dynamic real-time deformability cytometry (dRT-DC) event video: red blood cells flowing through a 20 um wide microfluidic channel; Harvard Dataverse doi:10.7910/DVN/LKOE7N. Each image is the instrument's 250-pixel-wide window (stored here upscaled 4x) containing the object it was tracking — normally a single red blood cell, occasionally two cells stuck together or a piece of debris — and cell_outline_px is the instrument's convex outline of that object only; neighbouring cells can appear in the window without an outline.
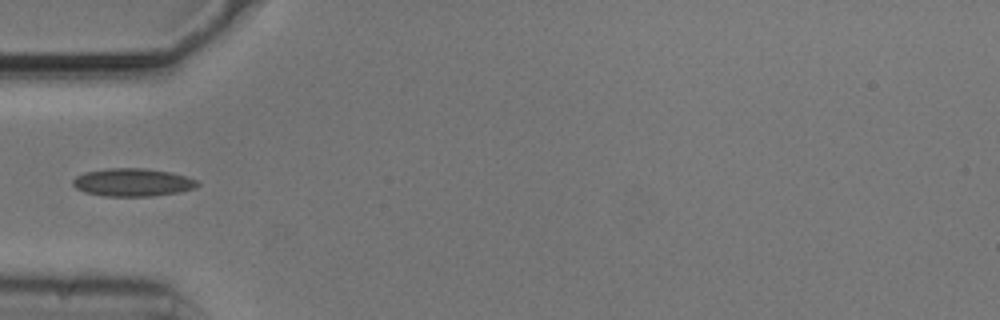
{"species": "common noctule bat (a hibernating species)", "species_latin": "Nyctalus noctula", "temperature_condition": "cold", "stored_images_in_passage": 4, "camera_frame_rate_fps": 3000, "um_per_image_px": 0.085, "animal": {"sex": "male", "body_mass_g": 20.5, "forearm_length_mm": 52.5}, "frame": {"image": 1, "passage_image": 1, "time_ms": 0.0, "image_size_px": [1000, 320], "cell_outline_px": [[200, 184], [196, 188], [180, 192], [152, 196], [104, 196], [84, 192], [76, 188], [72, 184], [72, 180], [76, 176], [84, 172], [108, 168], [144, 168], [172, 172], [196, 180]], "centroid_in_image_um": [11.27, 15.5], "position_along_channel_um": 73.7, "area_um2": 20.4}}